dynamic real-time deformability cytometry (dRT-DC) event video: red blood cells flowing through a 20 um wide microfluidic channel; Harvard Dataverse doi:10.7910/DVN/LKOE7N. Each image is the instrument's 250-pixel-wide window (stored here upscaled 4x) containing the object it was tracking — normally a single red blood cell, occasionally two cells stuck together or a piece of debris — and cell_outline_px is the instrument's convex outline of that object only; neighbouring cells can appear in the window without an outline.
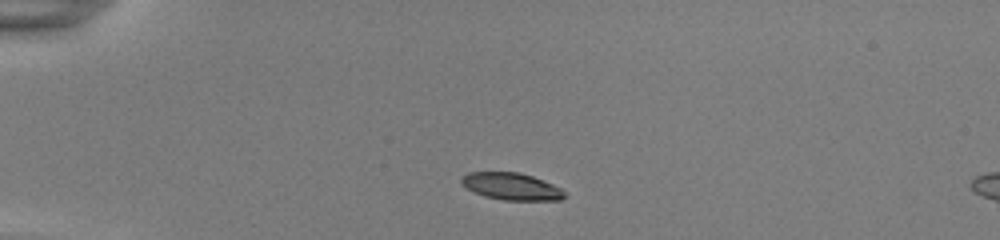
{"species": "common noctule bat (a hibernating species)", "species_latin": "Nyctalus noctula", "temperature_condition": "room temperature", "stored_images_in_passage": 6, "camera_frame_rate_fps": 3000, "um_per_image_px": 0.085, "animal": {"sex": "female", "body_mass_g": 22.0, "forearm_length_mm": 56.7}, "frame": {"image": 1, "passage_image": 1, "time_ms": 0.0, "image_size_px": [1000, 240], "cell_outline_px": [[568, 196], [560, 200], [504, 200], [484, 196], [472, 192], [460, 184], [460, 176], [468, 172], [520, 172], [532, 176], [552, 184], [560, 188]], "centroid_in_image_um": [43.42, 15.84], "position_along_channel_um": 41.6, "area_um2": 16.47}}